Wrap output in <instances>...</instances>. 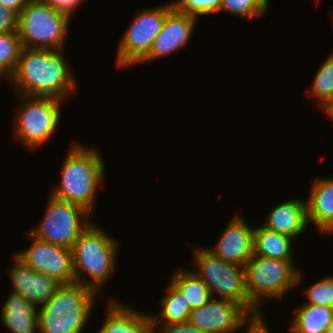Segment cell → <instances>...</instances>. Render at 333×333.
<instances>
[{
	"instance_id": "6da1fadb",
	"label": "cell",
	"mask_w": 333,
	"mask_h": 333,
	"mask_svg": "<svg viewBox=\"0 0 333 333\" xmlns=\"http://www.w3.org/2000/svg\"><path fill=\"white\" fill-rule=\"evenodd\" d=\"M63 51L22 47L18 65L9 80L16 93L63 101L76 94L75 76Z\"/></svg>"
},
{
	"instance_id": "7a4b0ae2",
	"label": "cell",
	"mask_w": 333,
	"mask_h": 333,
	"mask_svg": "<svg viewBox=\"0 0 333 333\" xmlns=\"http://www.w3.org/2000/svg\"><path fill=\"white\" fill-rule=\"evenodd\" d=\"M63 163L61 182L51 195L77 204L92 214L96 193L106 175L103 157L95 147L76 142L70 147Z\"/></svg>"
},
{
	"instance_id": "3957f363",
	"label": "cell",
	"mask_w": 333,
	"mask_h": 333,
	"mask_svg": "<svg viewBox=\"0 0 333 333\" xmlns=\"http://www.w3.org/2000/svg\"><path fill=\"white\" fill-rule=\"evenodd\" d=\"M96 294L95 289L85 285L62 284L47 303L38 307L39 333H82Z\"/></svg>"
},
{
	"instance_id": "277c9868",
	"label": "cell",
	"mask_w": 333,
	"mask_h": 333,
	"mask_svg": "<svg viewBox=\"0 0 333 333\" xmlns=\"http://www.w3.org/2000/svg\"><path fill=\"white\" fill-rule=\"evenodd\" d=\"M91 224L82 232L72 247L74 283L96 291L114 274L119 242ZM116 258V259H115ZM85 273H83V272ZM84 274L82 278L81 274ZM88 275L89 281L85 278Z\"/></svg>"
},
{
	"instance_id": "5b68a950",
	"label": "cell",
	"mask_w": 333,
	"mask_h": 333,
	"mask_svg": "<svg viewBox=\"0 0 333 333\" xmlns=\"http://www.w3.org/2000/svg\"><path fill=\"white\" fill-rule=\"evenodd\" d=\"M71 16L54 9L45 0H29L18 15V35L22 47L62 50Z\"/></svg>"
},
{
	"instance_id": "8992f818",
	"label": "cell",
	"mask_w": 333,
	"mask_h": 333,
	"mask_svg": "<svg viewBox=\"0 0 333 333\" xmlns=\"http://www.w3.org/2000/svg\"><path fill=\"white\" fill-rule=\"evenodd\" d=\"M293 262L253 255L244 265L246 293L259 312L262 300L280 299L301 283L302 271Z\"/></svg>"
},
{
	"instance_id": "52a82bcc",
	"label": "cell",
	"mask_w": 333,
	"mask_h": 333,
	"mask_svg": "<svg viewBox=\"0 0 333 333\" xmlns=\"http://www.w3.org/2000/svg\"><path fill=\"white\" fill-rule=\"evenodd\" d=\"M195 274L209 288L212 297L233 300L241 304L251 315L259 311L249 302L245 289L244 267L226 262L207 248H194Z\"/></svg>"
},
{
	"instance_id": "ba28073f",
	"label": "cell",
	"mask_w": 333,
	"mask_h": 333,
	"mask_svg": "<svg viewBox=\"0 0 333 333\" xmlns=\"http://www.w3.org/2000/svg\"><path fill=\"white\" fill-rule=\"evenodd\" d=\"M18 97L20 106L16 110L14 134L22 144L36 150L56 132L63 100L22 94H18Z\"/></svg>"
},
{
	"instance_id": "9c48e42d",
	"label": "cell",
	"mask_w": 333,
	"mask_h": 333,
	"mask_svg": "<svg viewBox=\"0 0 333 333\" xmlns=\"http://www.w3.org/2000/svg\"><path fill=\"white\" fill-rule=\"evenodd\" d=\"M90 215L83 207L50 194L41 224L29 233L39 240L72 249L78 237L91 224Z\"/></svg>"
},
{
	"instance_id": "30bf717a",
	"label": "cell",
	"mask_w": 333,
	"mask_h": 333,
	"mask_svg": "<svg viewBox=\"0 0 333 333\" xmlns=\"http://www.w3.org/2000/svg\"><path fill=\"white\" fill-rule=\"evenodd\" d=\"M173 8L172 2L144 9L130 22L117 46V67L137 65L150 51L156 36L162 30L167 13Z\"/></svg>"
},
{
	"instance_id": "8fae6325",
	"label": "cell",
	"mask_w": 333,
	"mask_h": 333,
	"mask_svg": "<svg viewBox=\"0 0 333 333\" xmlns=\"http://www.w3.org/2000/svg\"><path fill=\"white\" fill-rule=\"evenodd\" d=\"M25 234L33 242L15 254L36 272L52 276L61 284L74 283L72 250L39 240L29 232Z\"/></svg>"
},
{
	"instance_id": "7c38bea8",
	"label": "cell",
	"mask_w": 333,
	"mask_h": 333,
	"mask_svg": "<svg viewBox=\"0 0 333 333\" xmlns=\"http://www.w3.org/2000/svg\"><path fill=\"white\" fill-rule=\"evenodd\" d=\"M251 314L233 300L212 298L193 309L188 322L204 333H231L241 329Z\"/></svg>"
},
{
	"instance_id": "4fadbf2b",
	"label": "cell",
	"mask_w": 333,
	"mask_h": 333,
	"mask_svg": "<svg viewBox=\"0 0 333 333\" xmlns=\"http://www.w3.org/2000/svg\"><path fill=\"white\" fill-rule=\"evenodd\" d=\"M197 19L173 7L167 13L162 30L154 39L149 53L139 64L158 60L174 54L175 51H180L191 39Z\"/></svg>"
},
{
	"instance_id": "5bb4252c",
	"label": "cell",
	"mask_w": 333,
	"mask_h": 333,
	"mask_svg": "<svg viewBox=\"0 0 333 333\" xmlns=\"http://www.w3.org/2000/svg\"><path fill=\"white\" fill-rule=\"evenodd\" d=\"M13 258L15 264L8 269L11 292L20 294L36 307L47 303L62 284L52 276L36 272L16 254Z\"/></svg>"
},
{
	"instance_id": "9a60e30c",
	"label": "cell",
	"mask_w": 333,
	"mask_h": 333,
	"mask_svg": "<svg viewBox=\"0 0 333 333\" xmlns=\"http://www.w3.org/2000/svg\"><path fill=\"white\" fill-rule=\"evenodd\" d=\"M254 226H250L245 220L236 214L229 221L227 227L220 236L217 245L209 249L215 256L226 262L244 267L254 255Z\"/></svg>"
},
{
	"instance_id": "2e32d148",
	"label": "cell",
	"mask_w": 333,
	"mask_h": 333,
	"mask_svg": "<svg viewBox=\"0 0 333 333\" xmlns=\"http://www.w3.org/2000/svg\"><path fill=\"white\" fill-rule=\"evenodd\" d=\"M262 226L292 239L302 235L307 227V202L304 199H289L277 204L264 220Z\"/></svg>"
},
{
	"instance_id": "e0dca14e",
	"label": "cell",
	"mask_w": 333,
	"mask_h": 333,
	"mask_svg": "<svg viewBox=\"0 0 333 333\" xmlns=\"http://www.w3.org/2000/svg\"><path fill=\"white\" fill-rule=\"evenodd\" d=\"M306 199L308 221L321 233H333V178H314Z\"/></svg>"
},
{
	"instance_id": "ac0fdd59",
	"label": "cell",
	"mask_w": 333,
	"mask_h": 333,
	"mask_svg": "<svg viewBox=\"0 0 333 333\" xmlns=\"http://www.w3.org/2000/svg\"><path fill=\"white\" fill-rule=\"evenodd\" d=\"M106 319L97 333H154L150 315L133 307L109 301ZM120 303V304H119Z\"/></svg>"
},
{
	"instance_id": "d6986e66",
	"label": "cell",
	"mask_w": 333,
	"mask_h": 333,
	"mask_svg": "<svg viewBox=\"0 0 333 333\" xmlns=\"http://www.w3.org/2000/svg\"><path fill=\"white\" fill-rule=\"evenodd\" d=\"M0 310L1 321L11 333L39 332L38 307L20 294L10 291Z\"/></svg>"
},
{
	"instance_id": "ffe728a7",
	"label": "cell",
	"mask_w": 333,
	"mask_h": 333,
	"mask_svg": "<svg viewBox=\"0 0 333 333\" xmlns=\"http://www.w3.org/2000/svg\"><path fill=\"white\" fill-rule=\"evenodd\" d=\"M292 239L260 225L254 228V255L276 260L293 261Z\"/></svg>"
},
{
	"instance_id": "44dd1931",
	"label": "cell",
	"mask_w": 333,
	"mask_h": 333,
	"mask_svg": "<svg viewBox=\"0 0 333 333\" xmlns=\"http://www.w3.org/2000/svg\"><path fill=\"white\" fill-rule=\"evenodd\" d=\"M290 333H325L333 322V308L304 304L294 310Z\"/></svg>"
},
{
	"instance_id": "7402d4cb",
	"label": "cell",
	"mask_w": 333,
	"mask_h": 333,
	"mask_svg": "<svg viewBox=\"0 0 333 333\" xmlns=\"http://www.w3.org/2000/svg\"><path fill=\"white\" fill-rule=\"evenodd\" d=\"M161 301L160 316L151 314L152 326H163L168 324H179L188 322L192 311L189 302L185 299L178 289L170 282L166 296Z\"/></svg>"
},
{
	"instance_id": "603a6c76",
	"label": "cell",
	"mask_w": 333,
	"mask_h": 333,
	"mask_svg": "<svg viewBox=\"0 0 333 333\" xmlns=\"http://www.w3.org/2000/svg\"><path fill=\"white\" fill-rule=\"evenodd\" d=\"M170 282L184 295L192 310L202 307L213 298L207 285L194 271L178 268Z\"/></svg>"
},
{
	"instance_id": "cb8c5ba5",
	"label": "cell",
	"mask_w": 333,
	"mask_h": 333,
	"mask_svg": "<svg viewBox=\"0 0 333 333\" xmlns=\"http://www.w3.org/2000/svg\"><path fill=\"white\" fill-rule=\"evenodd\" d=\"M22 49L21 39L17 31L0 33V76L7 81L12 77Z\"/></svg>"
},
{
	"instance_id": "d4e9b609",
	"label": "cell",
	"mask_w": 333,
	"mask_h": 333,
	"mask_svg": "<svg viewBox=\"0 0 333 333\" xmlns=\"http://www.w3.org/2000/svg\"><path fill=\"white\" fill-rule=\"evenodd\" d=\"M309 88L307 93H311L319 107L333 100V53L320 65Z\"/></svg>"
},
{
	"instance_id": "484cf974",
	"label": "cell",
	"mask_w": 333,
	"mask_h": 333,
	"mask_svg": "<svg viewBox=\"0 0 333 333\" xmlns=\"http://www.w3.org/2000/svg\"><path fill=\"white\" fill-rule=\"evenodd\" d=\"M271 0H221V12L234 14L239 18H258L268 11Z\"/></svg>"
},
{
	"instance_id": "4316f807",
	"label": "cell",
	"mask_w": 333,
	"mask_h": 333,
	"mask_svg": "<svg viewBox=\"0 0 333 333\" xmlns=\"http://www.w3.org/2000/svg\"><path fill=\"white\" fill-rule=\"evenodd\" d=\"M308 302L313 304L333 308V276L328 275L313 283L305 292Z\"/></svg>"
},
{
	"instance_id": "83f0119b",
	"label": "cell",
	"mask_w": 333,
	"mask_h": 333,
	"mask_svg": "<svg viewBox=\"0 0 333 333\" xmlns=\"http://www.w3.org/2000/svg\"><path fill=\"white\" fill-rule=\"evenodd\" d=\"M172 4L176 10L196 18L221 12V0H175Z\"/></svg>"
},
{
	"instance_id": "f1b7e54d",
	"label": "cell",
	"mask_w": 333,
	"mask_h": 333,
	"mask_svg": "<svg viewBox=\"0 0 333 333\" xmlns=\"http://www.w3.org/2000/svg\"><path fill=\"white\" fill-rule=\"evenodd\" d=\"M18 29V15L11 9L0 5V33L14 32Z\"/></svg>"
},
{
	"instance_id": "f546056e",
	"label": "cell",
	"mask_w": 333,
	"mask_h": 333,
	"mask_svg": "<svg viewBox=\"0 0 333 333\" xmlns=\"http://www.w3.org/2000/svg\"><path fill=\"white\" fill-rule=\"evenodd\" d=\"M154 330H162V333H204L203 331L199 330L197 327H194L189 322L179 323V324H168L160 326H152ZM162 328V329H161Z\"/></svg>"
},
{
	"instance_id": "4dcf8cb0",
	"label": "cell",
	"mask_w": 333,
	"mask_h": 333,
	"mask_svg": "<svg viewBox=\"0 0 333 333\" xmlns=\"http://www.w3.org/2000/svg\"><path fill=\"white\" fill-rule=\"evenodd\" d=\"M263 316L262 312H259L251 315L246 320V323L249 325L247 333H271L264 322L265 319Z\"/></svg>"
},
{
	"instance_id": "1f68e13d",
	"label": "cell",
	"mask_w": 333,
	"mask_h": 333,
	"mask_svg": "<svg viewBox=\"0 0 333 333\" xmlns=\"http://www.w3.org/2000/svg\"><path fill=\"white\" fill-rule=\"evenodd\" d=\"M54 9L66 12L70 16L74 13L75 9L80 6L84 0H45Z\"/></svg>"
},
{
	"instance_id": "d6a6232c",
	"label": "cell",
	"mask_w": 333,
	"mask_h": 333,
	"mask_svg": "<svg viewBox=\"0 0 333 333\" xmlns=\"http://www.w3.org/2000/svg\"><path fill=\"white\" fill-rule=\"evenodd\" d=\"M28 1L29 0H0V5L13 10L17 15H19L27 5Z\"/></svg>"
},
{
	"instance_id": "836d02e7",
	"label": "cell",
	"mask_w": 333,
	"mask_h": 333,
	"mask_svg": "<svg viewBox=\"0 0 333 333\" xmlns=\"http://www.w3.org/2000/svg\"><path fill=\"white\" fill-rule=\"evenodd\" d=\"M320 109L333 121V100L324 103Z\"/></svg>"
},
{
	"instance_id": "e575fe53",
	"label": "cell",
	"mask_w": 333,
	"mask_h": 333,
	"mask_svg": "<svg viewBox=\"0 0 333 333\" xmlns=\"http://www.w3.org/2000/svg\"><path fill=\"white\" fill-rule=\"evenodd\" d=\"M325 333H333V322L331 325L325 330Z\"/></svg>"
}]
</instances>
